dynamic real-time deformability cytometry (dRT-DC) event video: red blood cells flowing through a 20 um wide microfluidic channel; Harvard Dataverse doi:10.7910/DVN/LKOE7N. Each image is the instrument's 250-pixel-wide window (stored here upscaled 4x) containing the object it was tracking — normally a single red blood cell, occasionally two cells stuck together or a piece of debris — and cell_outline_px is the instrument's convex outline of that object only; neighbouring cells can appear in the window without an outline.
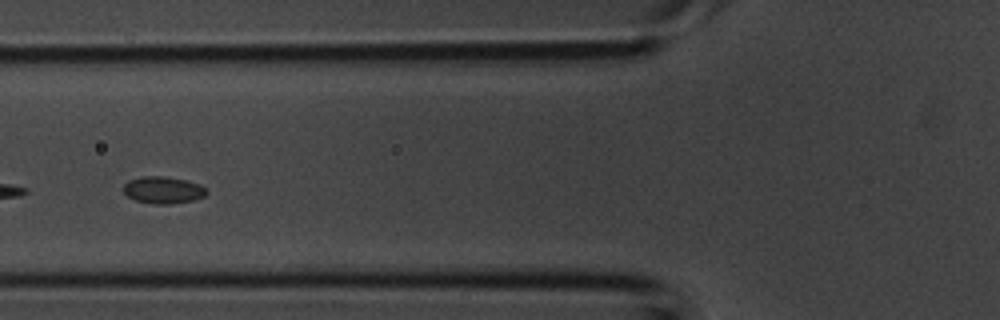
{"species": "common noctule bat (a hibernating species)", "species_latin": "Nyctalus noctula", "temperature_condition": "room temperature", "stored_images_in_passage": 2, "camera_frame_rate_fps": 3000, "um_per_image_px": 0.085, "animal": {"sex": "male", "body_mass_g": 20.1, "forearm_length_mm": 53.5}, "frame": {"image": 1, "passage_image": 2, "time_ms": 0.333, "image_size_px": [1000, 320], "cell_outline_px": [[208, 192], [204, 196], [192, 200], [172, 204], [156, 204], [136, 200], [128, 196], [124, 192], [124, 184], [128, 180], [144, 176], [164, 176], [184, 180], [200, 184]], "centroid_in_image_um": [13.86, 16.15], "position_along_channel_um": 111.9, "area_um2": 12.89}}